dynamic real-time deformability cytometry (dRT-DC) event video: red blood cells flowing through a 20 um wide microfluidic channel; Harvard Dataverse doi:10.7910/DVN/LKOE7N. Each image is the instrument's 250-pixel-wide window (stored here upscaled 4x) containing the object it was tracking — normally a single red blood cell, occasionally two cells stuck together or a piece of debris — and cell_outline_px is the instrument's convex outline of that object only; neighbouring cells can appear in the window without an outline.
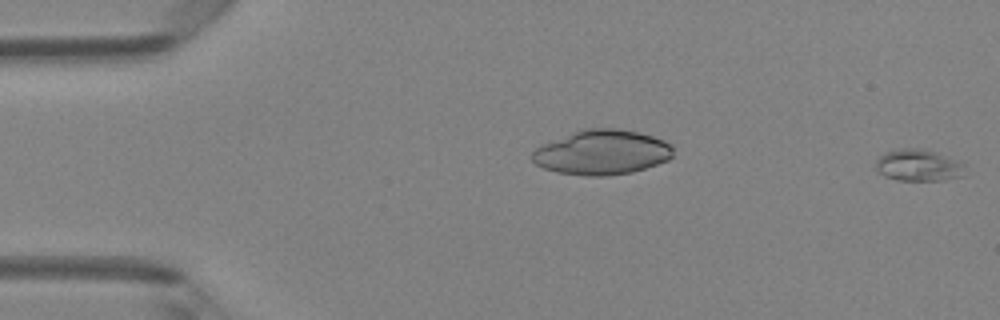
{"species": "Egyptian fruit bat (a non-hibernating species)", "species_latin": "Rousettus aegyptiacus", "temperature_condition": "room temperature", "stored_images_in_passage": 6, "segment_of_instrument_passage": [2, 2], "camera_frame_rate_fps": 3000, "um_per_image_px": 0.085, "animal": {"sex": "female"}, "frame": {"image": 1, "passage_image": 6, "time_ms": 1.667, "image_size_px": [1000, 320], "cell_outline_px": [[964, 176], [944, 180], [896, 180], [884, 176], [876, 172], [876, 160], [884, 152], [896, 148], [920, 148], [936, 152], [964, 164]], "centroid_in_image_um": [78.02, 14.05], "position_along_channel_um": 7.0, "area_um2": 16.65}}